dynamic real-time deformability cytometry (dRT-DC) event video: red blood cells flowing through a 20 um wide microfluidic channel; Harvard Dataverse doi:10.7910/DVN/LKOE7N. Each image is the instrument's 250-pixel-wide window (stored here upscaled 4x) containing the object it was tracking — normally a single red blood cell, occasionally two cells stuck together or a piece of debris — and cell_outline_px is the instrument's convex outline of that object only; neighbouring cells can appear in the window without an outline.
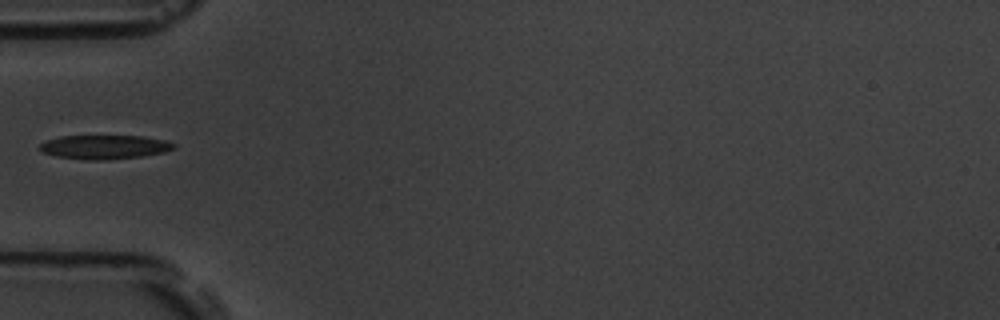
{"species": "common noctule bat (a hibernating species)", "species_latin": "Nyctalus noctula", "temperature_condition": "room temperature", "stored_images_in_passage": 37, "camera_frame_rate_fps": 3000, "um_per_image_px": 0.085, "animal": {"sex": "male", "body_mass_g": 19.5, "forearm_length_mm": 54.6}, "frame": {"image": 1, "passage_image": 1, "time_ms": 0.0, "image_size_px": [1000, 320], "cell_outline_px": [[176, 144], [172, 148], [164, 152], [140, 156], [104, 160], [88, 160], [56, 156], [44, 152], [40, 148], [40, 144], [44, 140], [60, 136], [144, 136], [164, 140]], "centroid_in_image_um": [8.85, 12.49], "position_along_channel_um": 76.2, "area_um2": 18.55}}
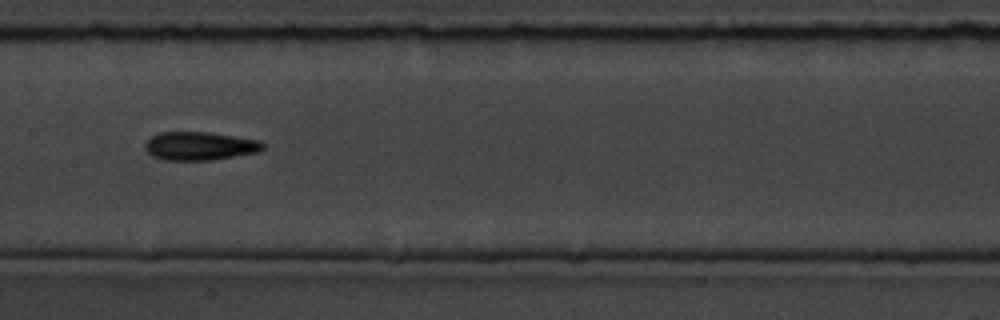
{"frame": {"image": 2, "passage_image": 10, "time_ms": 3.0, "image_size_px": [1000, 320], "cell_outline_px": [[264, 148], [260, 152], [212, 160], [164, 160], [152, 156], [144, 148], [144, 144], [152, 136], [160, 132], [208, 132], [260, 140], [264, 144]], "centroid_in_image_um": [16.99, 12.41], "position_along_channel_um": 190.4, "area_um2": 19.59}}
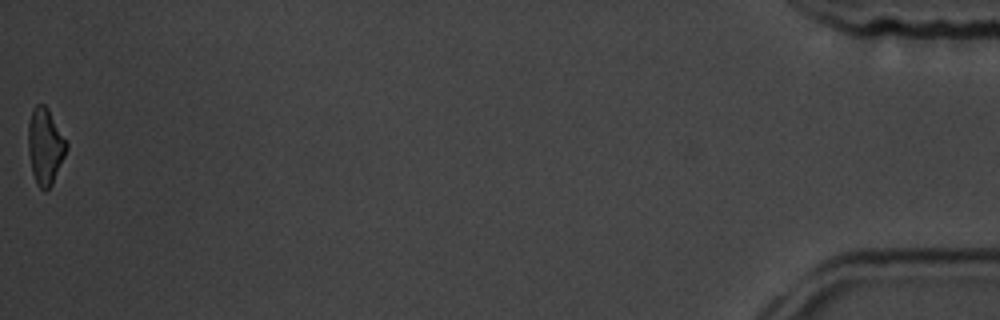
{"frame": {"image": 3, "passage_image": 37, "time_ms": 12.0, "image_size_px": [1000, 320], "cell_outline_px": [[68, 148], [52, 184], [44, 192], [36, 184], [32, 172], [28, 152], [28, 124], [32, 108], [36, 104], [44, 104], [48, 108], [68, 144]], "centroid_in_image_um": [3.82, 12.43], "position_along_channel_um": 431.4, "area_um2": 17.05}}